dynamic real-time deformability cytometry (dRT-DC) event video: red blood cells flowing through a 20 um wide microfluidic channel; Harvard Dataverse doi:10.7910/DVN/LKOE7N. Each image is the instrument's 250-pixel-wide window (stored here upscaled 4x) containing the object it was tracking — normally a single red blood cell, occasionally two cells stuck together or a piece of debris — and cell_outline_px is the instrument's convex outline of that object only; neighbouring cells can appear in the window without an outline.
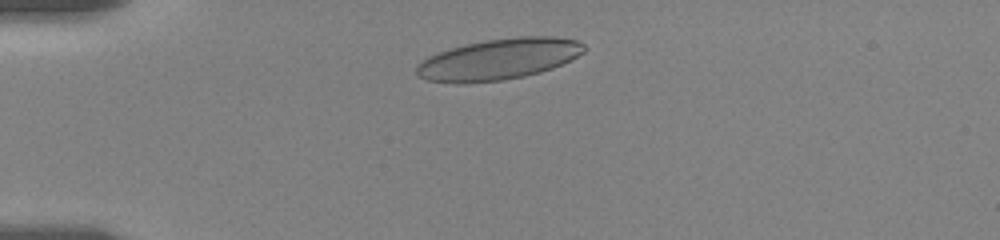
{"species": "human", "species_latin": "Homo sapiens", "temperature_condition": "room temperature", "stored_images_in_passage": 10, "camera_frame_rate_fps": 3000, "um_per_image_px": 0.085, "donor": {"sex": "female"}, "frame": {"image": 1, "passage_image": 4, "time_ms": 1.667, "image_size_px": [1000, 240], "cell_outline_px": [[588, 48], [584, 52], [552, 68], [540, 72], [524, 76], [504, 80], [424, 80], [416, 76], [416, 64], [428, 56], [452, 48], [468, 44], [488, 40], [520, 36], [552, 36], [580, 40]], "centroid_in_image_um": [42.46, 4.99], "position_along_channel_um": 42.5, "area_um2": 39.02}}
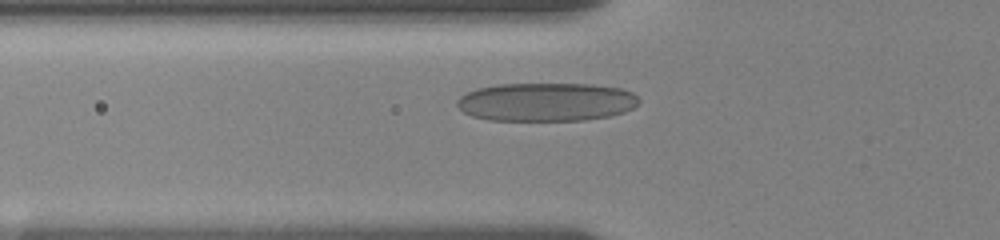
{"frame": {"image": 2, "passage_image": 7, "time_ms": 3.667, "image_size_px": [1000, 240], "cell_outline_px": [[640, 104], [624, 112], [608, 116], [584, 120], [488, 120], [472, 116], [464, 112], [456, 104], [456, 100], [460, 96], [476, 88], [500, 84], [592, 84], [620, 88], [632, 92], [640, 100]], "centroid_in_image_um": [46.43, 8.66], "position_along_channel_um": 79.4, "area_um2": 40.86}}
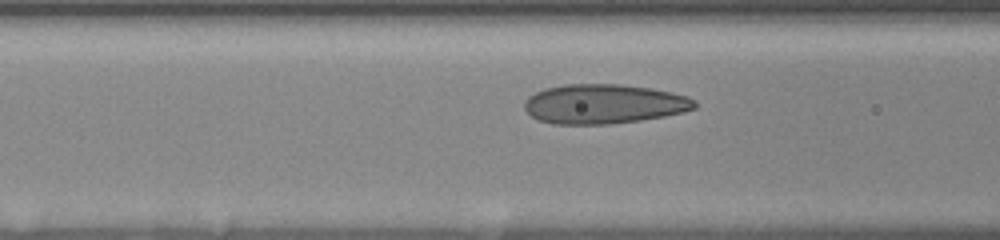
{"frame": {"image": 3, "passage_image": 9, "time_ms": 4.667, "image_size_px": [1000, 240], "cell_outline_px": [[696, 108], [684, 112], [664, 116], [640, 120], [608, 124], [552, 124], [540, 120], [532, 116], [524, 108], [524, 100], [528, 96], [544, 88], [564, 84], [620, 84], [652, 88], [672, 92], [688, 96], [696, 100]], "centroid_in_image_um": [51.34, 8.83], "position_along_channel_um": 115.3, "area_um2": 39.42}}